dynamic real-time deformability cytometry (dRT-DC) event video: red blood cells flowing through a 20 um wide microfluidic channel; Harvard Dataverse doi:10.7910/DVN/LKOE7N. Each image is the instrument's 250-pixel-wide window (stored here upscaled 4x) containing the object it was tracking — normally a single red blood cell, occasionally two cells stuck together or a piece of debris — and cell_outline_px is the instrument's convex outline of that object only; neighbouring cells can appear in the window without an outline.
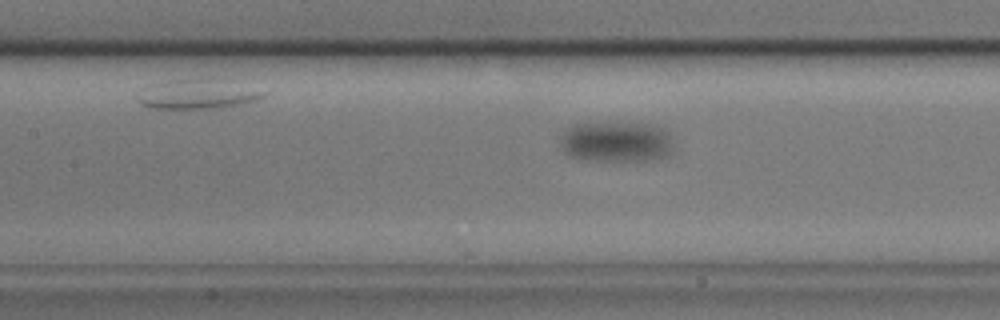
{"species": "common noctule bat (a hibernating species)", "species_latin": "Nyctalus noctula", "temperature_condition": "cold", "stored_images_in_passage": 36, "camera_frame_rate_fps": 3000, "um_per_image_px": 0.085, "animal": {"sex": "male", "body_mass_g": 17.9}, "frame": {"image": 1, "passage_image": 11, "time_ms": 3.333, "image_size_px": [1000, 320], "cell_outline_px": [[672, 156], [648, 160], [580, 160], [568, 156], [564, 152], [560, 144], [560, 140], [564, 128], [572, 124], [616, 120], [656, 124], [664, 128], [668, 132], [672, 144]], "centroid_in_image_um": [52.37, 12.0], "position_along_channel_um": 155.0, "area_um2": 28.21}}
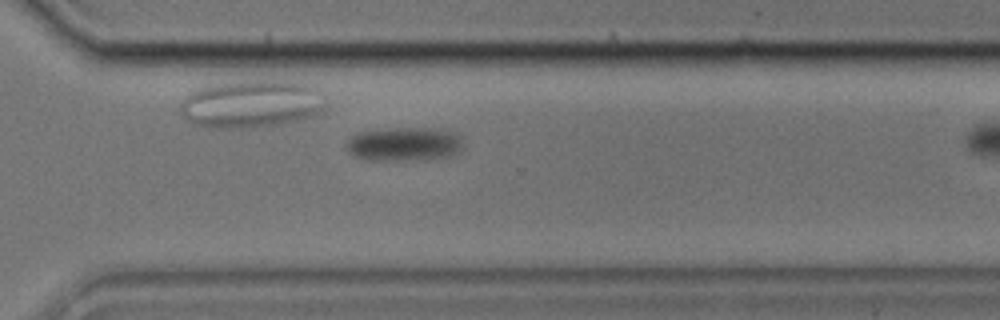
{"frame": {"image": 2, "passage_image": 30, "time_ms": 9.667, "image_size_px": [1000, 320], "cell_outline_px": [[464, 144], [460, 152], [452, 156], [424, 160], [368, 160], [356, 156], [348, 152], [344, 144], [352, 136], [360, 132], [392, 128], [436, 128], [460, 132]], "centroid_in_image_um": [34.45, 12.25], "position_along_channel_um": 336.2, "area_um2": 23.64}}
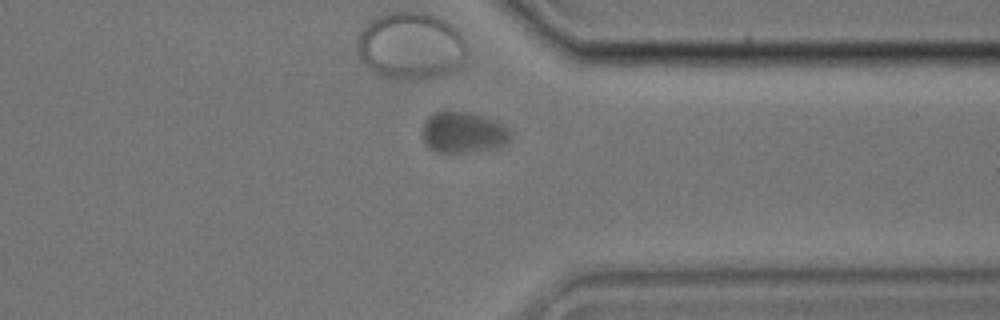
{"frame": {"image": 3, "passage_image": 34, "time_ms": 11.0, "image_size_px": [1000, 320], "cell_outline_px": [[512, 136], [508, 144], [500, 148], [472, 152], [436, 152], [428, 148], [424, 144], [420, 132], [424, 120], [428, 116], [444, 108], [448, 108], [472, 112], [496, 120], [504, 124], [508, 128]], "centroid_in_image_um": [39.36, 11.22], "position_along_channel_um": 372.0, "area_um2": 22.43}}